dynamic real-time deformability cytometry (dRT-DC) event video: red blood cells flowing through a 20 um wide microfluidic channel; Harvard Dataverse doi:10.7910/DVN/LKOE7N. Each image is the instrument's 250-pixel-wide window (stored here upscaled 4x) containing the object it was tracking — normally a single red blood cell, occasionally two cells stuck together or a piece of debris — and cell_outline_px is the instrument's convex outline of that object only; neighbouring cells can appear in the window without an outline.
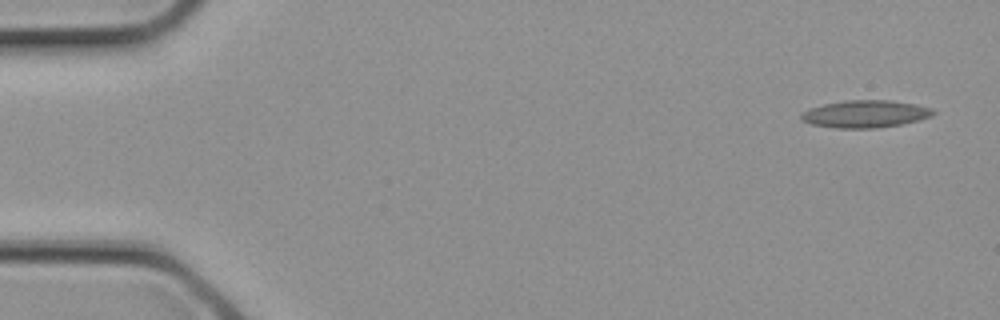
{"species": "common noctule bat (a hibernating species)", "species_latin": "Nyctalus noctula", "temperature_condition": "cold", "stored_images_in_passage": 4, "camera_frame_rate_fps": 3000, "um_per_image_px": 0.085, "animal": {"sex": "female", "body_mass_g": 21.9}, "frame": {"image": 1, "passage_image": 1, "time_ms": 0.0, "image_size_px": [1000, 320], "cell_outline_px": [[936, 112], [932, 116], [920, 120], [900, 124], [876, 128], [836, 128], [812, 124], [800, 120], [800, 116], [808, 108], [824, 104], [844, 100], [892, 100], [916, 104], [932, 108]], "centroid_in_image_um": [73.56, 9.68], "position_along_channel_um": 11.4, "area_um2": 21.15}}
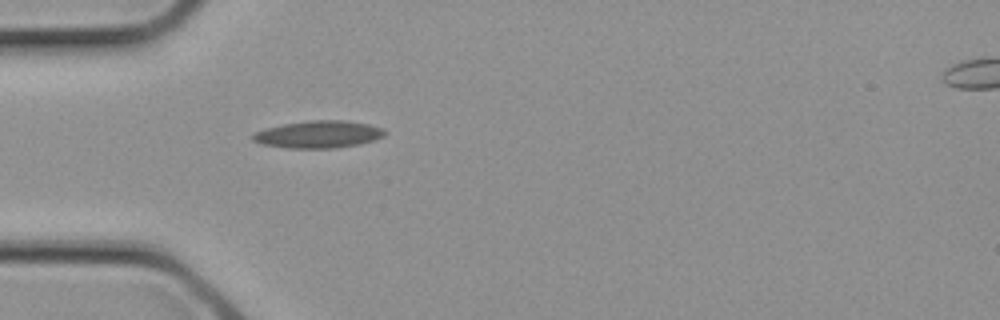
{"frame": {"image": 2, "passage_image": 3, "time_ms": 0.667, "image_size_px": [1000, 320], "cell_outline_px": [[388, 132], [384, 136], [360, 144], [336, 148], [288, 148], [260, 144], [252, 140], [252, 136], [256, 132], [268, 128], [284, 124], [308, 120], [344, 120], [368, 124], [384, 128]], "centroid_in_image_um": [27.1, 11.42], "position_along_channel_um": 57.9, "area_um2": 20.98}}